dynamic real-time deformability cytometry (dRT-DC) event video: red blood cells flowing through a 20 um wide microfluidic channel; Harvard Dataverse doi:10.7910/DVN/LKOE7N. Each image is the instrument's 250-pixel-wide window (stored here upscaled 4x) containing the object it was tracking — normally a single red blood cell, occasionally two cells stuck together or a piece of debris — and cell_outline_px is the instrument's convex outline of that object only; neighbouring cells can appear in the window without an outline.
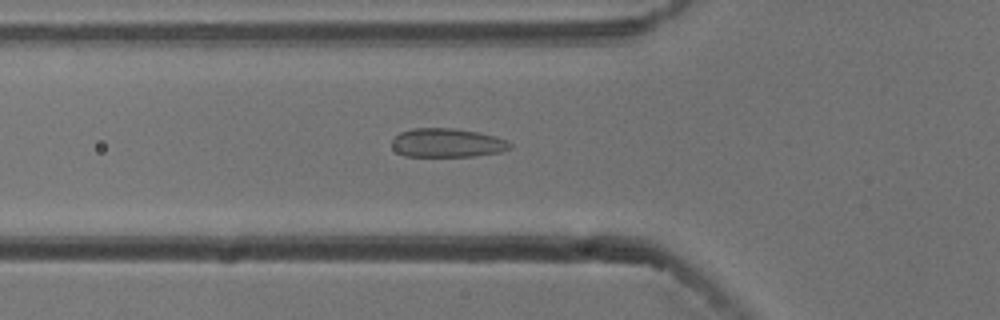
{"species": "common noctule bat (a hibernating species)", "species_latin": "Nyctalus noctula", "temperature_condition": "cold", "stored_images_in_passage": 54, "camera_frame_rate_fps": 3000, "um_per_image_px": 0.085, "animal": {"sex": "male", "body_mass_g": 13.3}, "frame": {"image": 1, "passage_image": 19, "time_ms": 6.0, "image_size_px": [1000, 320], "cell_outline_px": [[512, 148], [500, 152], [472, 156], [404, 156], [396, 152], [392, 148], [392, 140], [400, 132], [412, 128], [452, 128], [480, 132], [496, 136], [508, 140], [512, 144]], "centroid_in_image_um": [38.02, 12.14], "position_along_channel_um": 87.8, "area_um2": 20.06}}
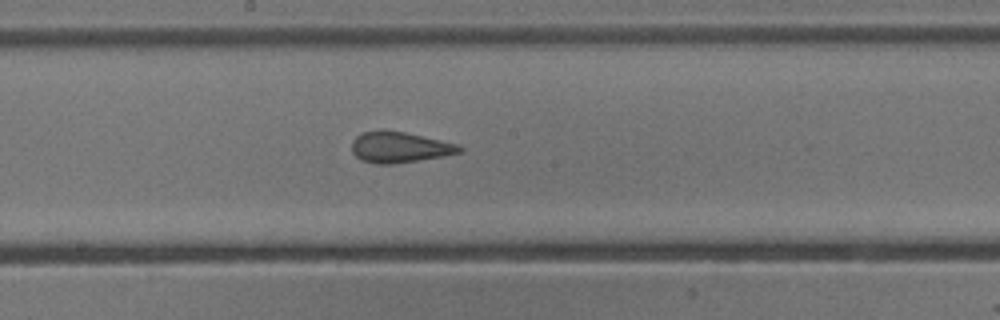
{"frame": {"image": 2, "passage_image": 29, "time_ms": 9.333, "image_size_px": [1000, 320], "cell_outline_px": [[464, 152], [444, 156], [420, 160], [392, 164], [376, 164], [360, 160], [352, 152], [352, 140], [356, 136], [364, 132], [404, 132], [460, 144], [464, 148]], "centroid_in_image_um": [34.02, 12.55], "position_along_channel_um": 214.2, "area_um2": 19.19}}
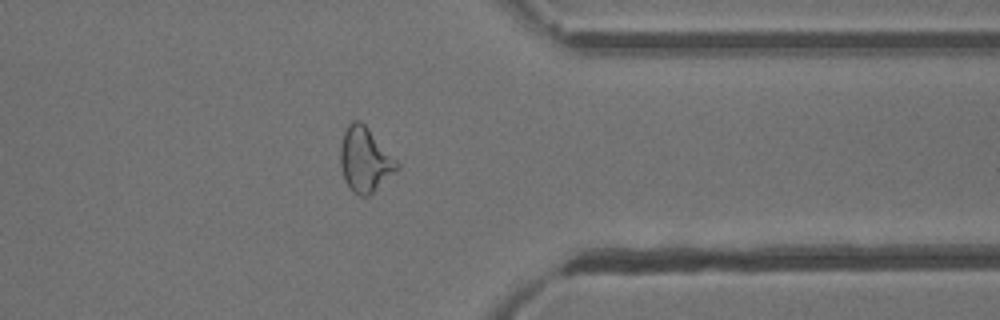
{"frame": {"image": 3, "passage_image": 43, "time_ms": 14.0, "image_size_px": [1000, 320], "cell_outline_px": [[400, 168], [368, 196], [360, 196], [344, 180], [340, 164], [340, 144], [344, 132], [348, 124], [352, 120], [360, 120], [368, 128], [400, 164]], "centroid_in_image_um": [31.02, 13.55], "position_along_channel_um": 380.4, "area_um2": 21.04}, "authors_computed_cell_mechanics": {"area_um2": 20.8369, "velocity_mm_per_s": 3.7687, "shape_relaxation_time_tau1_ms": null, "shape_relaxation_time_tau2_ms": 1.4364, "deformation_change_tau1": null, "deformation_change_tau2": 0.0673}}